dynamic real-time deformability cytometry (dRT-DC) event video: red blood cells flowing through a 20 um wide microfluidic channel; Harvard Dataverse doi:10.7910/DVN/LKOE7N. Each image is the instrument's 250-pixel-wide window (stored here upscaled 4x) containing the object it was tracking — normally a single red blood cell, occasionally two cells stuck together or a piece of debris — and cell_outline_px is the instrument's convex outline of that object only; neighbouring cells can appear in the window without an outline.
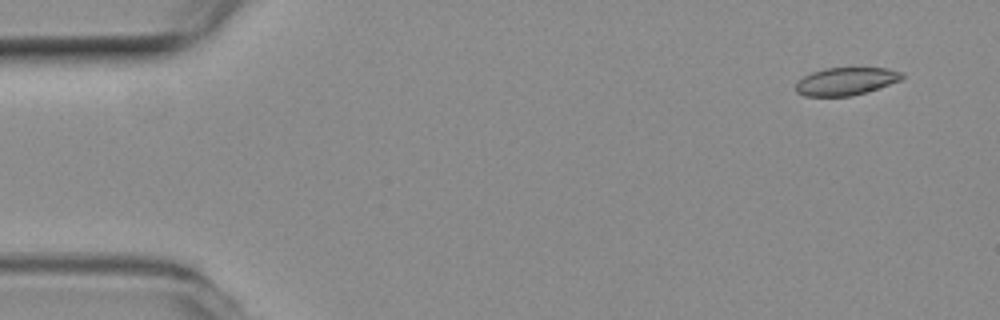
{"species": "common noctule bat (a hibernating species)", "species_latin": "Nyctalus noctula", "temperature_condition": "room temperature", "stored_images_in_passage": 4, "camera_frame_rate_fps": 3000, "um_per_image_px": 0.085, "animal": {"sex": "female", "body_mass_g": 19.3, "forearm_length_mm": 54.1}, "frame": {"image": 1, "passage_image": 1, "time_ms": 0.0, "image_size_px": [1000, 320], "cell_outline_px": [[904, 76], [900, 80], [852, 96], [804, 96], [796, 92], [796, 80], [812, 72], [824, 68], [888, 68], [904, 72]], "centroid_in_image_um": [71.87, 6.9], "position_along_channel_um": 13.1, "area_um2": 17.11}}